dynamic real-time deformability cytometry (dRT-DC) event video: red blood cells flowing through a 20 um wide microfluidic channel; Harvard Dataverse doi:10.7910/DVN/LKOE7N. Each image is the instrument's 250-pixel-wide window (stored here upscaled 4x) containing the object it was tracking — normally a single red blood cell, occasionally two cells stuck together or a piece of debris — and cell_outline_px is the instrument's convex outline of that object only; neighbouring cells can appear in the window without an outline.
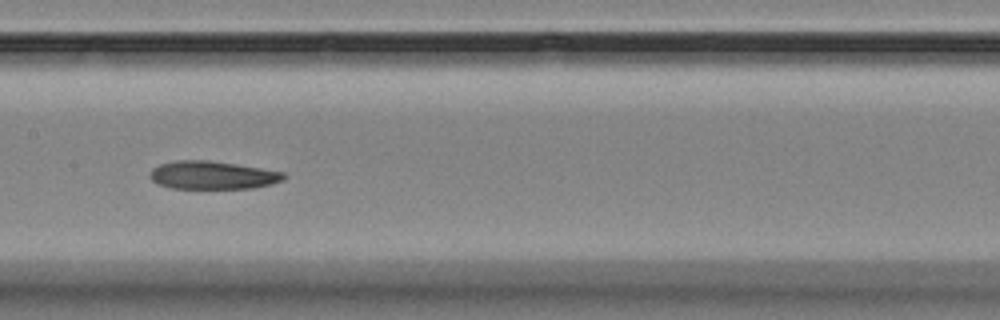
{"species": "Egyptian fruit bat (a non-hibernating species)", "species_latin": "Rousettus aegyptiacus", "temperature_condition": "room temperature", "stored_images_in_passage": 12, "camera_frame_rate_fps": 3000, "um_per_image_px": 0.085, "animal": {"sex": "female"}, "frame": {"image": 1, "passage_image": 9, "time_ms": 9.0, "image_size_px": [1000, 320], "cell_outline_px": [[288, 176], [284, 180], [272, 184], [252, 188], [172, 188], [156, 184], [148, 176], [148, 172], [152, 168], [160, 164], [176, 160], [208, 160], [236, 164], [284, 172]], "centroid_in_image_um": [18.04, 14.89], "position_along_channel_um": 189.4, "area_um2": 22.08}}
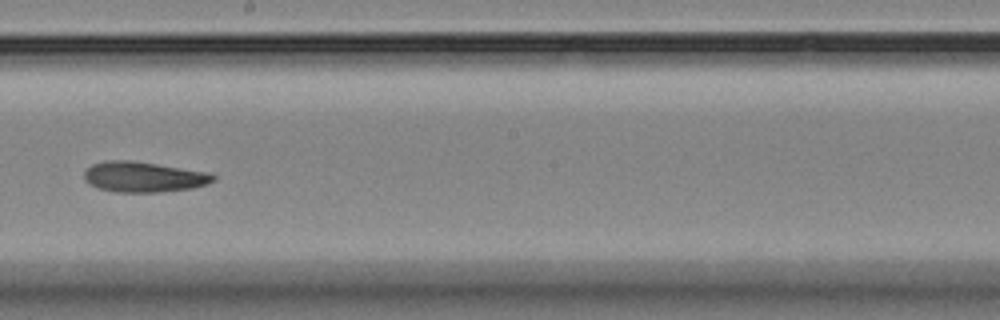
{"frame": {"image": 2, "passage_image": 10, "time_ms": 10.333, "image_size_px": [1000, 320], "cell_outline_px": [[216, 180], [208, 184], [192, 188], [160, 192], [116, 192], [96, 188], [88, 184], [84, 180], [84, 172], [92, 164], [104, 160], [128, 160], [212, 172], [216, 176]], "centroid_in_image_um": [12.22, 15.04], "position_along_channel_um": 236.0, "area_um2": 23.18}}
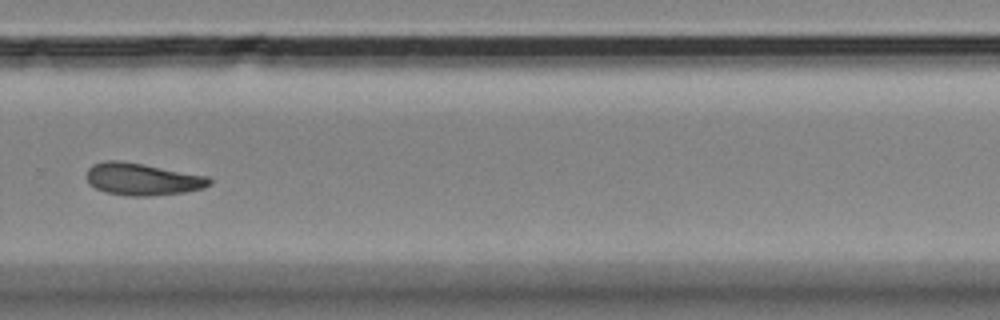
{"frame": {"image": 3, "passage_image": 12, "time_ms": 12.667, "image_size_px": [1000, 320], "cell_outline_px": [[212, 184], [204, 188], [184, 192], [152, 196], [128, 196], [104, 192], [88, 184], [88, 168], [92, 164], [104, 160], [120, 160], [144, 164], [208, 176], [212, 180]], "centroid_in_image_um": [12.11, 15.23], "position_along_channel_um": 317.7, "area_um2": 23.24}}